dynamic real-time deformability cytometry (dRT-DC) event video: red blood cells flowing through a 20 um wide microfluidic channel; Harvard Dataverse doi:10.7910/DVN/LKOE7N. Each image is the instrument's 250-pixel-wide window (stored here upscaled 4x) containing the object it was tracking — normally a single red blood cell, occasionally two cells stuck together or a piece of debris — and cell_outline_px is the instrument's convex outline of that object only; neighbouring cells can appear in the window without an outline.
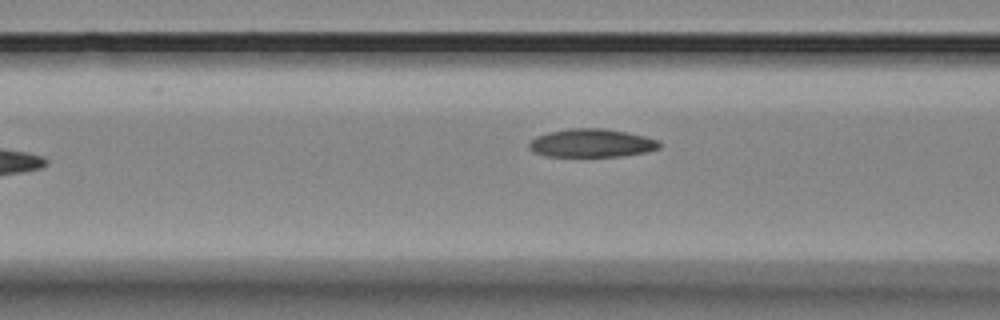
{"species": "Egyptian fruit bat (a non-hibernating species)", "species_latin": "Rousettus aegyptiacus", "temperature_condition": "room temperature", "stored_images_in_passage": 4, "camera_frame_rate_fps": 3000, "um_per_image_px": 0.085, "animal": {"sex": "female"}, "frame": {"image": 1, "passage_image": 4, "time_ms": 3.667, "image_size_px": [1000, 320], "cell_outline_px": [[660, 148], [648, 152], [620, 156], [544, 156], [532, 152], [528, 148], [528, 144], [536, 136], [548, 132], [568, 128], [604, 128], [644, 136], [660, 140]], "centroid_in_image_um": [50.27, 12.16], "position_along_channel_um": 116.3, "area_um2": 21.62}}